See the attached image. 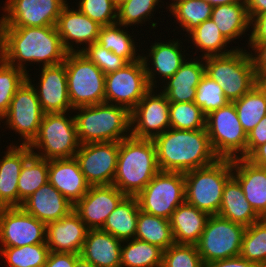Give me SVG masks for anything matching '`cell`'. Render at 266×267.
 <instances>
[{
  "instance_id": "obj_1",
  "label": "cell",
  "mask_w": 266,
  "mask_h": 267,
  "mask_svg": "<svg viewBox=\"0 0 266 267\" xmlns=\"http://www.w3.org/2000/svg\"><path fill=\"white\" fill-rule=\"evenodd\" d=\"M66 54L55 26L0 27V57L27 74L28 62L56 65Z\"/></svg>"
},
{
  "instance_id": "obj_2",
  "label": "cell",
  "mask_w": 266,
  "mask_h": 267,
  "mask_svg": "<svg viewBox=\"0 0 266 267\" xmlns=\"http://www.w3.org/2000/svg\"><path fill=\"white\" fill-rule=\"evenodd\" d=\"M160 171L186 173L208 166L219 159L205 129L169 128L153 139Z\"/></svg>"
},
{
  "instance_id": "obj_3",
  "label": "cell",
  "mask_w": 266,
  "mask_h": 267,
  "mask_svg": "<svg viewBox=\"0 0 266 267\" xmlns=\"http://www.w3.org/2000/svg\"><path fill=\"white\" fill-rule=\"evenodd\" d=\"M152 139L128 137L120 141L113 185L125 196H137L159 172Z\"/></svg>"
},
{
  "instance_id": "obj_4",
  "label": "cell",
  "mask_w": 266,
  "mask_h": 267,
  "mask_svg": "<svg viewBox=\"0 0 266 267\" xmlns=\"http://www.w3.org/2000/svg\"><path fill=\"white\" fill-rule=\"evenodd\" d=\"M80 144L120 142L131 136L130 111L119 105L100 103L73 109Z\"/></svg>"
},
{
  "instance_id": "obj_5",
  "label": "cell",
  "mask_w": 266,
  "mask_h": 267,
  "mask_svg": "<svg viewBox=\"0 0 266 267\" xmlns=\"http://www.w3.org/2000/svg\"><path fill=\"white\" fill-rule=\"evenodd\" d=\"M204 64L205 74L222 87L229 102L240 99L258 83L246 48L239 47L229 54L205 57Z\"/></svg>"
},
{
  "instance_id": "obj_6",
  "label": "cell",
  "mask_w": 266,
  "mask_h": 267,
  "mask_svg": "<svg viewBox=\"0 0 266 267\" xmlns=\"http://www.w3.org/2000/svg\"><path fill=\"white\" fill-rule=\"evenodd\" d=\"M232 177V160L217 159L214 163L184 173L185 202L200 211L218 215L223 189Z\"/></svg>"
},
{
  "instance_id": "obj_7",
  "label": "cell",
  "mask_w": 266,
  "mask_h": 267,
  "mask_svg": "<svg viewBox=\"0 0 266 267\" xmlns=\"http://www.w3.org/2000/svg\"><path fill=\"white\" fill-rule=\"evenodd\" d=\"M66 114H44L39 132L29 145L34 155L47 160L75 157L80 147L76 121L74 115L72 117Z\"/></svg>"
},
{
  "instance_id": "obj_8",
  "label": "cell",
  "mask_w": 266,
  "mask_h": 267,
  "mask_svg": "<svg viewBox=\"0 0 266 267\" xmlns=\"http://www.w3.org/2000/svg\"><path fill=\"white\" fill-rule=\"evenodd\" d=\"M68 96L72 108L105 102V74L81 52H67Z\"/></svg>"
},
{
  "instance_id": "obj_9",
  "label": "cell",
  "mask_w": 266,
  "mask_h": 267,
  "mask_svg": "<svg viewBox=\"0 0 266 267\" xmlns=\"http://www.w3.org/2000/svg\"><path fill=\"white\" fill-rule=\"evenodd\" d=\"M205 128L218 158H246L247 134L238 119L233 102L206 115Z\"/></svg>"
},
{
  "instance_id": "obj_10",
  "label": "cell",
  "mask_w": 266,
  "mask_h": 267,
  "mask_svg": "<svg viewBox=\"0 0 266 267\" xmlns=\"http://www.w3.org/2000/svg\"><path fill=\"white\" fill-rule=\"evenodd\" d=\"M136 198L141 211L170 219L185 202L184 173L159 171Z\"/></svg>"
},
{
  "instance_id": "obj_11",
  "label": "cell",
  "mask_w": 266,
  "mask_h": 267,
  "mask_svg": "<svg viewBox=\"0 0 266 267\" xmlns=\"http://www.w3.org/2000/svg\"><path fill=\"white\" fill-rule=\"evenodd\" d=\"M246 227L219 215H211L196 244L203 263L240 256Z\"/></svg>"
},
{
  "instance_id": "obj_12",
  "label": "cell",
  "mask_w": 266,
  "mask_h": 267,
  "mask_svg": "<svg viewBox=\"0 0 266 267\" xmlns=\"http://www.w3.org/2000/svg\"><path fill=\"white\" fill-rule=\"evenodd\" d=\"M150 89L142 58L105 75V102L123 106L129 111Z\"/></svg>"
},
{
  "instance_id": "obj_13",
  "label": "cell",
  "mask_w": 266,
  "mask_h": 267,
  "mask_svg": "<svg viewBox=\"0 0 266 267\" xmlns=\"http://www.w3.org/2000/svg\"><path fill=\"white\" fill-rule=\"evenodd\" d=\"M44 114L35 87L26 80L13 96L1 121L4 120L6 128L21 136L20 145H30L39 132Z\"/></svg>"
},
{
  "instance_id": "obj_14",
  "label": "cell",
  "mask_w": 266,
  "mask_h": 267,
  "mask_svg": "<svg viewBox=\"0 0 266 267\" xmlns=\"http://www.w3.org/2000/svg\"><path fill=\"white\" fill-rule=\"evenodd\" d=\"M66 4L67 0H6L0 27L56 26Z\"/></svg>"
},
{
  "instance_id": "obj_15",
  "label": "cell",
  "mask_w": 266,
  "mask_h": 267,
  "mask_svg": "<svg viewBox=\"0 0 266 267\" xmlns=\"http://www.w3.org/2000/svg\"><path fill=\"white\" fill-rule=\"evenodd\" d=\"M46 243V224L21 207L0 208V247Z\"/></svg>"
},
{
  "instance_id": "obj_16",
  "label": "cell",
  "mask_w": 266,
  "mask_h": 267,
  "mask_svg": "<svg viewBox=\"0 0 266 267\" xmlns=\"http://www.w3.org/2000/svg\"><path fill=\"white\" fill-rule=\"evenodd\" d=\"M154 91L151 88L130 111L132 137L153 140L170 128V102L161 91Z\"/></svg>"
},
{
  "instance_id": "obj_17",
  "label": "cell",
  "mask_w": 266,
  "mask_h": 267,
  "mask_svg": "<svg viewBox=\"0 0 266 267\" xmlns=\"http://www.w3.org/2000/svg\"><path fill=\"white\" fill-rule=\"evenodd\" d=\"M119 146L120 142L80 144L75 159L90 186L113 183Z\"/></svg>"
},
{
  "instance_id": "obj_18",
  "label": "cell",
  "mask_w": 266,
  "mask_h": 267,
  "mask_svg": "<svg viewBox=\"0 0 266 267\" xmlns=\"http://www.w3.org/2000/svg\"><path fill=\"white\" fill-rule=\"evenodd\" d=\"M38 86L33 84L27 74V80L36 87V93L44 113H64L73 111L68 96L65 63L44 66L38 75Z\"/></svg>"
},
{
  "instance_id": "obj_19",
  "label": "cell",
  "mask_w": 266,
  "mask_h": 267,
  "mask_svg": "<svg viewBox=\"0 0 266 267\" xmlns=\"http://www.w3.org/2000/svg\"><path fill=\"white\" fill-rule=\"evenodd\" d=\"M124 197L125 195L113 184L93 185L74 205L73 210L88 229H101L108 215Z\"/></svg>"
},
{
  "instance_id": "obj_20",
  "label": "cell",
  "mask_w": 266,
  "mask_h": 267,
  "mask_svg": "<svg viewBox=\"0 0 266 267\" xmlns=\"http://www.w3.org/2000/svg\"><path fill=\"white\" fill-rule=\"evenodd\" d=\"M68 4L62 8L55 27L67 52H81L88 45L97 42L102 26L78 9L70 8ZM79 45L83 47L80 48Z\"/></svg>"
},
{
  "instance_id": "obj_21",
  "label": "cell",
  "mask_w": 266,
  "mask_h": 267,
  "mask_svg": "<svg viewBox=\"0 0 266 267\" xmlns=\"http://www.w3.org/2000/svg\"><path fill=\"white\" fill-rule=\"evenodd\" d=\"M88 230L79 215L72 210L60 220L46 224V244L51 252L80 254Z\"/></svg>"
},
{
  "instance_id": "obj_22",
  "label": "cell",
  "mask_w": 266,
  "mask_h": 267,
  "mask_svg": "<svg viewBox=\"0 0 266 267\" xmlns=\"http://www.w3.org/2000/svg\"><path fill=\"white\" fill-rule=\"evenodd\" d=\"M174 40L173 38L172 41L170 40L166 43L164 41H155V43H152L150 46L151 48L148 51L149 53H147L148 55L146 56L145 54V56H141L145 65L148 83L151 88H157L156 83H159L155 79L157 75H160L161 81L163 80L162 83H165V80L172 77L180 66L189 59L188 57L186 59V55H184L182 51L181 40ZM150 63H152L151 67Z\"/></svg>"
},
{
  "instance_id": "obj_23",
  "label": "cell",
  "mask_w": 266,
  "mask_h": 267,
  "mask_svg": "<svg viewBox=\"0 0 266 267\" xmlns=\"http://www.w3.org/2000/svg\"><path fill=\"white\" fill-rule=\"evenodd\" d=\"M232 176L254 211L266 218V167L255 165L247 158H236L232 160Z\"/></svg>"
},
{
  "instance_id": "obj_24",
  "label": "cell",
  "mask_w": 266,
  "mask_h": 267,
  "mask_svg": "<svg viewBox=\"0 0 266 267\" xmlns=\"http://www.w3.org/2000/svg\"><path fill=\"white\" fill-rule=\"evenodd\" d=\"M48 182L73 205L90 188L75 157L49 160Z\"/></svg>"
},
{
  "instance_id": "obj_25",
  "label": "cell",
  "mask_w": 266,
  "mask_h": 267,
  "mask_svg": "<svg viewBox=\"0 0 266 267\" xmlns=\"http://www.w3.org/2000/svg\"><path fill=\"white\" fill-rule=\"evenodd\" d=\"M7 146L0 159V208L18 207V179L25 161L33 154L29 145Z\"/></svg>"
},
{
  "instance_id": "obj_26",
  "label": "cell",
  "mask_w": 266,
  "mask_h": 267,
  "mask_svg": "<svg viewBox=\"0 0 266 267\" xmlns=\"http://www.w3.org/2000/svg\"><path fill=\"white\" fill-rule=\"evenodd\" d=\"M20 207L47 224L67 216L73 210L74 205L47 182L25 199Z\"/></svg>"
},
{
  "instance_id": "obj_27",
  "label": "cell",
  "mask_w": 266,
  "mask_h": 267,
  "mask_svg": "<svg viewBox=\"0 0 266 267\" xmlns=\"http://www.w3.org/2000/svg\"><path fill=\"white\" fill-rule=\"evenodd\" d=\"M195 58L186 60L163 85L161 92L170 103L194 102L196 87L205 75L204 58Z\"/></svg>"
},
{
  "instance_id": "obj_28",
  "label": "cell",
  "mask_w": 266,
  "mask_h": 267,
  "mask_svg": "<svg viewBox=\"0 0 266 267\" xmlns=\"http://www.w3.org/2000/svg\"><path fill=\"white\" fill-rule=\"evenodd\" d=\"M122 241L102 229H89L80 255L95 267H121Z\"/></svg>"
},
{
  "instance_id": "obj_29",
  "label": "cell",
  "mask_w": 266,
  "mask_h": 267,
  "mask_svg": "<svg viewBox=\"0 0 266 267\" xmlns=\"http://www.w3.org/2000/svg\"><path fill=\"white\" fill-rule=\"evenodd\" d=\"M209 217L187 202L179 205L169 219L174 243L196 245Z\"/></svg>"
},
{
  "instance_id": "obj_30",
  "label": "cell",
  "mask_w": 266,
  "mask_h": 267,
  "mask_svg": "<svg viewBox=\"0 0 266 267\" xmlns=\"http://www.w3.org/2000/svg\"><path fill=\"white\" fill-rule=\"evenodd\" d=\"M218 215L245 227L261 219L245 198L241 185L233 176L224 186Z\"/></svg>"
},
{
  "instance_id": "obj_31",
  "label": "cell",
  "mask_w": 266,
  "mask_h": 267,
  "mask_svg": "<svg viewBox=\"0 0 266 267\" xmlns=\"http://www.w3.org/2000/svg\"><path fill=\"white\" fill-rule=\"evenodd\" d=\"M139 214L138 200L135 196H125L108 215L103 231L123 241L135 238Z\"/></svg>"
},
{
  "instance_id": "obj_32",
  "label": "cell",
  "mask_w": 266,
  "mask_h": 267,
  "mask_svg": "<svg viewBox=\"0 0 266 267\" xmlns=\"http://www.w3.org/2000/svg\"><path fill=\"white\" fill-rule=\"evenodd\" d=\"M211 19L229 42L239 39L250 30V19L245 1L214 6Z\"/></svg>"
},
{
  "instance_id": "obj_33",
  "label": "cell",
  "mask_w": 266,
  "mask_h": 267,
  "mask_svg": "<svg viewBox=\"0 0 266 267\" xmlns=\"http://www.w3.org/2000/svg\"><path fill=\"white\" fill-rule=\"evenodd\" d=\"M135 238L156 245L163 251L174 244L169 219L139 209Z\"/></svg>"
},
{
  "instance_id": "obj_34",
  "label": "cell",
  "mask_w": 266,
  "mask_h": 267,
  "mask_svg": "<svg viewBox=\"0 0 266 267\" xmlns=\"http://www.w3.org/2000/svg\"><path fill=\"white\" fill-rule=\"evenodd\" d=\"M128 33L125 26L118 23L103 26L100 29L97 42L106 50L124 58L128 63L135 62L142 58V54H138L137 51L139 50L135 46L136 41Z\"/></svg>"
},
{
  "instance_id": "obj_35",
  "label": "cell",
  "mask_w": 266,
  "mask_h": 267,
  "mask_svg": "<svg viewBox=\"0 0 266 267\" xmlns=\"http://www.w3.org/2000/svg\"><path fill=\"white\" fill-rule=\"evenodd\" d=\"M233 103L244 131L249 134L266 115V89L257 83Z\"/></svg>"
},
{
  "instance_id": "obj_36",
  "label": "cell",
  "mask_w": 266,
  "mask_h": 267,
  "mask_svg": "<svg viewBox=\"0 0 266 267\" xmlns=\"http://www.w3.org/2000/svg\"><path fill=\"white\" fill-rule=\"evenodd\" d=\"M188 35L189 38L191 37L190 41L197 48V51L199 49V52H203L199 56L202 58L229 54L236 49V47L230 50L225 48L230 42L220 32L212 19L205 20Z\"/></svg>"
},
{
  "instance_id": "obj_37",
  "label": "cell",
  "mask_w": 266,
  "mask_h": 267,
  "mask_svg": "<svg viewBox=\"0 0 266 267\" xmlns=\"http://www.w3.org/2000/svg\"><path fill=\"white\" fill-rule=\"evenodd\" d=\"M162 259L163 250L156 245L136 238L122 242L121 267H162Z\"/></svg>"
},
{
  "instance_id": "obj_38",
  "label": "cell",
  "mask_w": 266,
  "mask_h": 267,
  "mask_svg": "<svg viewBox=\"0 0 266 267\" xmlns=\"http://www.w3.org/2000/svg\"><path fill=\"white\" fill-rule=\"evenodd\" d=\"M49 160L32 154L23 164L18 179V207L48 182Z\"/></svg>"
},
{
  "instance_id": "obj_39",
  "label": "cell",
  "mask_w": 266,
  "mask_h": 267,
  "mask_svg": "<svg viewBox=\"0 0 266 267\" xmlns=\"http://www.w3.org/2000/svg\"><path fill=\"white\" fill-rule=\"evenodd\" d=\"M171 2L168 6L171 15L188 34L205 20L211 19L213 6L203 0H173Z\"/></svg>"
},
{
  "instance_id": "obj_40",
  "label": "cell",
  "mask_w": 266,
  "mask_h": 267,
  "mask_svg": "<svg viewBox=\"0 0 266 267\" xmlns=\"http://www.w3.org/2000/svg\"><path fill=\"white\" fill-rule=\"evenodd\" d=\"M49 253L46 243L0 248V255L8 267H44Z\"/></svg>"
},
{
  "instance_id": "obj_41",
  "label": "cell",
  "mask_w": 266,
  "mask_h": 267,
  "mask_svg": "<svg viewBox=\"0 0 266 267\" xmlns=\"http://www.w3.org/2000/svg\"><path fill=\"white\" fill-rule=\"evenodd\" d=\"M240 256L259 267H266V218L246 227Z\"/></svg>"
},
{
  "instance_id": "obj_42",
  "label": "cell",
  "mask_w": 266,
  "mask_h": 267,
  "mask_svg": "<svg viewBox=\"0 0 266 267\" xmlns=\"http://www.w3.org/2000/svg\"><path fill=\"white\" fill-rule=\"evenodd\" d=\"M206 116L194 102L170 103V128L177 130L205 129Z\"/></svg>"
},
{
  "instance_id": "obj_43",
  "label": "cell",
  "mask_w": 266,
  "mask_h": 267,
  "mask_svg": "<svg viewBox=\"0 0 266 267\" xmlns=\"http://www.w3.org/2000/svg\"><path fill=\"white\" fill-rule=\"evenodd\" d=\"M26 80L27 73L0 57V121L7 114L13 96Z\"/></svg>"
},
{
  "instance_id": "obj_44",
  "label": "cell",
  "mask_w": 266,
  "mask_h": 267,
  "mask_svg": "<svg viewBox=\"0 0 266 267\" xmlns=\"http://www.w3.org/2000/svg\"><path fill=\"white\" fill-rule=\"evenodd\" d=\"M159 2L161 3L163 1L127 0L117 6V23L125 26L127 28L126 30H128L129 26L139 25V23L142 26L145 21H151V15L154 17L153 12Z\"/></svg>"
},
{
  "instance_id": "obj_45",
  "label": "cell",
  "mask_w": 266,
  "mask_h": 267,
  "mask_svg": "<svg viewBox=\"0 0 266 267\" xmlns=\"http://www.w3.org/2000/svg\"><path fill=\"white\" fill-rule=\"evenodd\" d=\"M196 91L194 103L201 108L205 116L229 103L222 87L206 74L196 87Z\"/></svg>"
},
{
  "instance_id": "obj_46",
  "label": "cell",
  "mask_w": 266,
  "mask_h": 267,
  "mask_svg": "<svg viewBox=\"0 0 266 267\" xmlns=\"http://www.w3.org/2000/svg\"><path fill=\"white\" fill-rule=\"evenodd\" d=\"M162 267H204L196 245L174 243L163 251Z\"/></svg>"
},
{
  "instance_id": "obj_47",
  "label": "cell",
  "mask_w": 266,
  "mask_h": 267,
  "mask_svg": "<svg viewBox=\"0 0 266 267\" xmlns=\"http://www.w3.org/2000/svg\"><path fill=\"white\" fill-rule=\"evenodd\" d=\"M77 8L102 27L117 23V6L113 0H79Z\"/></svg>"
},
{
  "instance_id": "obj_48",
  "label": "cell",
  "mask_w": 266,
  "mask_h": 267,
  "mask_svg": "<svg viewBox=\"0 0 266 267\" xmlns=\"http://www.w3.org/2000/svg\"><path fill=\"white\" fill-rule=\"evenodd\" d=\"M83 53L91 62H93L105 75L124 68L128 62L106 50L98 42L92 43L84 48Z\"/></svg>"
},
{
  "instance_id": "obj_49",
  "label": "cell",
  "mask_w": 266,
  "mask_h": 267,
  "mask_svg": "<svg viewBox=\"0 0 266 267\" xmlns=\"http://www.w3.org/2000/svg\"><path fill=\"white\" fill-rule=\"evenodd\" d=\"M266 143V115L247 134L246 158H248L259 146Z\"/></svg>"
},
{
  "instance_id": "obj_50",
  "label": "cell",
  "mask_w": 266,
  "mask_h": 267,
  "mask_svg": "<svg viewBox=\"0 0 266 267\" xmlns=\"http://www.w3.org/2000/svg\"><path fill=\"white\" fill-rule=\"evenodd\" d=\"M252 49L249 55L252 59L253 67L257 76H259L266 69V41L265 42H247Z\"/></svg>"
},
{
  "instance_id": "obj_51",
  "label": "cell",
  "mask_w": 266,
  "mask_h": 267,
  "mask_svg": "<svg viewBox=\"0 0 266 267\" xmlns=\"http://www.w3.org/2000/svg\"><path fill=\"white\" fill-rule=\"evenodd\" d=\"M250 31L248 42H265L266 41V12L255 15L250 19Z\"/></svg>"
},
{
  "instance_id": "obj_52",
  "label": "cell",
  "mask_w": 266,
  "mask_h": 267,
  "mask_svg": "<svg viewBox=\"0 0 266 267\" xmlns=\"http://www.w3.org/2000/svg\"><path fill=\"white\" fill-rule=\"evenodd\" d=\"M80 254L51 252L44 267H75L76 259Z\"/></svg>"
},
{
  "instance_id": "obj_53",
  "label": "cell",
  "mask_w": 266,
  "mask_h": 267,
  "mask_svg": "<svg viewBox=\"0 0 266 267\" xmlns=\"http://www.w3.org/2000/svg\"><path fill=\"white\" fill-rule=\"evenodd\" d=\"M204 267H259L241 256L205 263Z\"/></svg>"
},
{
  "instance_id": "obj_54",
  "label": "cell",
  "mask_w": 266,
  "mask_h": 267,
  "mask_svg": "<svg viewBox=\"0 0 266 267\" xmlns=\"http://www.w3.org/2000/svg\"><path fill=\"white\" fill-rule=\"evenodd\" d=\"M249 19L266 12V0H245Z\"/></svg>"
},
{
  "instance_id": "obj_55",
  "label": "cell",
  "mask_w": 266,
  "mask_h": 267,
  "mask_svg": "<svg viewBox=\"0 0 266 267\" xmlns=\"http://www.w3.org/2000/svg\"><path fill=\"white\" fill-rule=\"evenodd\" d=\"M247 159L255 165L266 167V143L259 146Z\"/></svg>"
},
{
  "instance_id": "obj_56",
  "label": "cell",
  "mask_w": 266,
  "mask_h": 267,
  "mask_svg": "<svg viewBox=\"0 0 266 267\" xmlns=\"http://www.w3.org/2000/svg\"><path fill=\"white\" fill-rule=\"evenodd\" d=\"M206 3H209L211 6H219V5H225V4H231L236 2H241L245 0H203Z\"/></svg>"
},
{
  "instance_id": "obj_57",
  "label": "cell",
  "mask_w": 266,
  "mask_h": 267,
  "mask_svg": "<svg viewBox=\"0 0 266 267\" xmlns=\"http://www.w3.org/2000/svg\"><path fill=\"white\" fill-rule=\"evenodd\" d=\"M75 267H95L92 263L85 260L81 255L76 259Z\"/></svg>"
},
{
  "instance_id": "obj_58",
  "label": "cell",
  "mask_w": 266,
  "mask_h": 267,
  "mask_svg": "<svg viewBox=\"0 0 266 267\" xmlns=\"http://www.w3.org/2000/svg\"><path fill=\"white\" fill-rule=\"evenodd\" d=\"M258 83L266 89V69L258 76Z\"/></svg>"
},
{
  "instance_id": "obj_59",
  "label": "cell",
  "mask_w": 266,
  "mask_h": 267,
  "mask_svg": "<svg viewBox=\"0 0 266 267\" xmlns=\"http://www.w3.org/2000/svg\"><path fill=\"white\" fill-rule=\"evenodd\" d=\"M114 1V4L116 6H119L120 4H122L123 2L127 1V0H113Z\"/></svg>"
}]
</instances>
